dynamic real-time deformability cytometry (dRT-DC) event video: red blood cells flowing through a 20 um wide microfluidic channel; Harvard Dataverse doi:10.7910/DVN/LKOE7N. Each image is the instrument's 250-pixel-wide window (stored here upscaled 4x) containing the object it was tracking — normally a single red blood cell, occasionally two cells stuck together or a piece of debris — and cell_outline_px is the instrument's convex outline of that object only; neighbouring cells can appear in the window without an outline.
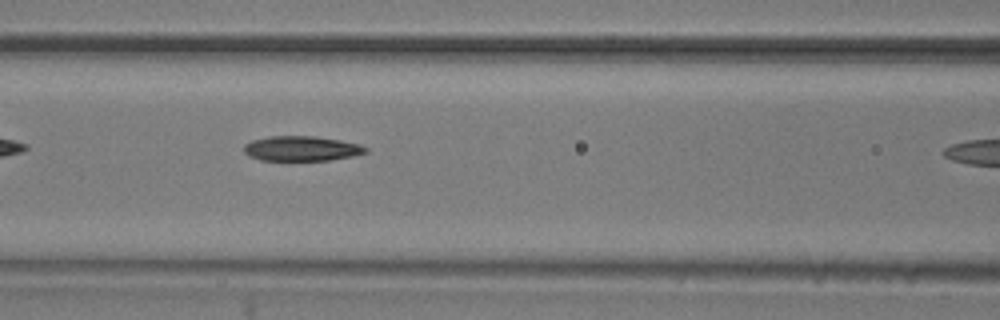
{"species": "common noctule bat (a hibernating species)", "species_latin": "Nyctalus noctula", "temperature_condition": "room temperature", "stored_images_in_passage": 7, "camera_frame_rate_fps": 3000, "um_per_image_px": 0.085, "animal": {"sex": "male", "body_mass_g": 20.5, "forearm_length_mm": 52.5}, "frame": {"image": 1, "passage_image": 6, "time_ms": 1.667, "image_size_px": [1000, 320], "cell_outline_px": [[368, 152], [352, 156], [328, 160], [260, 160], [248, 156], [244, 152], [244, 144], [252, 140], [268, 136], [316, 136], [340, 140], [360, 144], [368, 148]], "centroid_in_image_um": [25.62, 12.62], "position_along_channel_um": 141.0, "area_um2": 17.74}}